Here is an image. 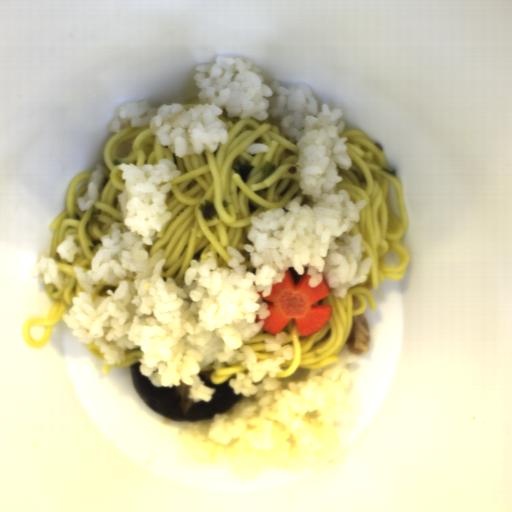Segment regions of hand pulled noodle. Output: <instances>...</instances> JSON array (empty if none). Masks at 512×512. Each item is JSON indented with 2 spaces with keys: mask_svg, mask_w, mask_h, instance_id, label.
Instances as JSON below:
<instances>
[{
  "mask_svg": "<svg viewBox=\"0 0 512 512\" xmlns=\"http://www.w3.org/2000/svg\"><path fill=\"white\" fill-rule=\"evenodd\" d=\"M119 284L107 282L105 279H101L98 284H94L93 292L91 294L92 301H96L99 297H106L107 290L116 292Z\"/></svg>",
  "mask_w": 512,
  "mask_h": 512,
  "instance_id": "6",
  "label": "hand pulled noodle"
},
{
  "mask_svg": "<svg viewBox=\"0 0 512 512\" xmlns=\"http://www.w3.org/2000/svg\"><path fill=\"white\" fill-rule=\"evenodd\" d=\"M273 336L274 335H271L262 329L258 334L244 342V346H250L254 351L257 356L258 363H261L273 354L271 351H266L265 345L266 340Z\"/></svg>",
  "mask_w": 512,
  "mask_h": 512,
  "instance_id": "4",
  "label": "hand pulled noodle"
},
{
  "mask_svg": "<svg viewBox=\"0 0 512 512\" xmlns=\"http://www.w3.org/2000/svg\"><path fill=\"white\" fill-rule=\"evenodd\" d=\"M199 103V96L190 98L186 102H184L183 105L186 110H190L192 107L196 106Z\"/></svg>",
  "mask_w": 512,
  "mask_h": 512,
  "instance_id": "7",
  "label": "hand pulled noodle"
},
{
  "mask_svg": "<svg viewBox=\"0 0 512 512\" xmlns=\"http://www.w3.org/2000/svg\"><path fill=\"white\" fill-rule=\"evenodd\" d=\"M339 137H347L344 144L352 166L349 170L338 169V176L343 180L336 185V191L346 190L350 201L366 202L349 235H362L365 249L362 260L372 258L373 265L368 278L349 288L345 297H337L329 287V295L313 305L332 307L331 318L322 329L313 335L301 336L293 318L280 331L286 333L284 345L290 346L293 357L279 365L283 373L275 379L290 377L298 368L310 371L340 362L339 352L350 336L353 318L364 314L366 308L374 312L378 307L371 291L378 289L385 280L399 282L409 266L410 257L402 244L409 229V216L401 182L396 175L381 172V169L393 170L370 136L360 130L343 129ZM391 182L396 189L399 218L387 200ZM389 252L398 254L399 266H385L383 257ZM353 295L360 301L356 311L351 306Z\"/></svg>",
  "mask_w": 512,
  "mask_h": 512,
  "instance_id": "2",
  "label": "hand pulled noodle"
},
{
  "mask_svg": "<svg viewBox=\"0 0 512 512\" xmlns=\"http://www.w3.org/2000/svg\"><path fill=\"white\" fill-rule=\"evenodd\" d=\"M226 125L227 141L214 152L205 151L199 155L177 157L171 150L156 142L151 127H124L113 134L103 150V180L96 201L89 210H80L76 199L87 192L93 172L82 171L69 184L66 208L52 221L53 231L49 258H52L69 280L68 285L58 289L56 285L44 284L45 291L55 302L47 318L30 317L24 322L22 337L35 349L44 347L53 327L63 320L74 305L73 299L83 291L74 272L79 267L82 273L92 268V262L102 247L101 238L111 234L114 222L122 223L123 211L118 197L123 193L126 182L122 178V163L143 166L157 164L169 159L179 171V177L171 183L165 202L170 219L156 234L152 245H143L148 257L152 258L160 249L165 252L166 261L161 269V281L168 278L182 282L185 272L193 260H207L212 252L217 266L228 268L231 259L227 247L240 252L247 272L257 271L244 245H253L247 239L246 231L251 219L270 208H283L295 197L302 204L313 207V196L304 195L297 180L299 152L295 138L286 134L276 123L257 120L252 117L240 119L229 117L227 112L219 115ZM252 143L267 144L268 153L251 154L246 148ZM248 160L254 169L247 183L233 172L234 160ZM266 161L276 164L273 175L263 178L262 168ZM210 200L219 212V218L207 222L201 216L198 206ZM251 201L257 211L250 213L247 204ZM66 235H73L83 255L74 257L72 264L59 258L56 248ZM43 326V338L33 341L30 328Z\"/></svg>",
  "mask_w": 512,
  "mask_h": 512,
  "instance_id": "1",
  "label": "hand pulled noodle"
},
{
  "mask_svg": "<svg viewBox=\"0 0 512 512\" xmlns=\"http://www.w3.org/2000/svg\"><path fill=\"white\" fill-rule=\"evenodd\" d=\"M86 346H87V348H88L90 353H92L96 357L104 360V358H103L101 352L99 351L98 347H96L95 345H93L91 343H86Z\"/></svg>",
  "mask_w": 512,
  "mask_h": 512,
  "instance_id": "8",
  "label": "hand pulled noodle"
},
{
  "mask_svg": "<svg viewBox=\"0 0 512 512\" xmlns=\"http://www.w3.org/2000/svg\"><path fill=\"white\" fill-rule=\"evenodd\" d=\"M200 372H210L209 378L210 381L214 384H222L230 378L236 377L238 373H248L249 371L241 366V363L238 361L234 364H221L217 368L205 367ZM199 372V373H200Z\"/></svg>",
  "mask_w": 512,
  "mask_h": 512,
  "instance_id": "3",
  "label": "hand pulled noodle"
},
{
  "mask_svg": "<svg viewBox=\"0 0 512 512\" xmlns=\"http://www.w3.org/2000/svg\"><path fill=\"white\" fill-rule=\"evenodd\" d=\"M124 362L119 365H108L107 362L102 367V372L105 375H108L110 370L118 367H130L134 363H140V358L142 357V351L139 348L126 349Z\"/></svg>",
  "mask_w": 512,
  "mask_h": 512,
  "instance_id": "5",
  "label": "hand pulled noodle"
}]
</instances>
